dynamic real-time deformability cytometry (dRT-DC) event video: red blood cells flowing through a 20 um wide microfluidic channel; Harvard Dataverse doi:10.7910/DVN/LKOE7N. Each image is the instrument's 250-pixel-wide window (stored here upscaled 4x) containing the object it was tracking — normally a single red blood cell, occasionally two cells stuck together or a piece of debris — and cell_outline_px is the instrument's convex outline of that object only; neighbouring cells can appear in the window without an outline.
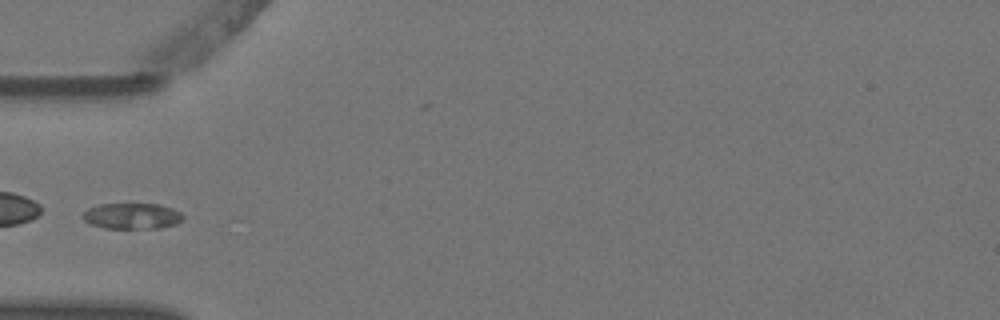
{"species": "Egyptian fruit bat (a non-hibernating species)", "species_latin": "Rousettus aegyptiacus", "temperature_condition": "warm", "stored_images_in_passage": 5, "camera_frame_rate_fps": 3000, "um_per_image_px": 0.085, "animal": {"sex": "female"}, "frame": {"image": 1, "passage_image": 5, "time_ms": 1.333, "image_size_px": [1000, 320], "cell_outline_px": [[184, 216], [176, 224], [160, 228], [104, 228], [92, 224], [84, 220], [80, 216], [88, 208], [100, 204], [160, 204], [172, 208], [180, 212]], "centroid_in_image_um": [11.21, 18.36], "position_along_channel_um": 73.8, "area_um2": 15.09}}